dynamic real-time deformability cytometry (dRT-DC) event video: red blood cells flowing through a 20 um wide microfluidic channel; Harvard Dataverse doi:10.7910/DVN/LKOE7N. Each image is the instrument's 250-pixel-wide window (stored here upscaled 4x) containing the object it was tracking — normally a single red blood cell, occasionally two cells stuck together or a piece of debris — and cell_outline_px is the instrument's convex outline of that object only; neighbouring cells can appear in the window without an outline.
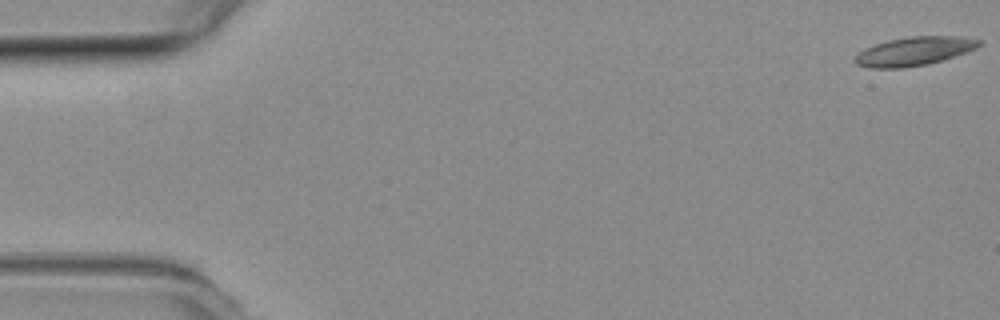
{"species": "common noctule bat (a hibernating species)", "species_latin": "Nyctalus noctula", "temperature_condition": "room temperature", "stored_images_in_passage": 5, "camera_frame_rate_fps": 3000, "um_per_image_px": 0.085, "animal": {"sex": "female", "body_mass_g": 19.3, "forearm_length_mm": 54.1}, "frame": {"image": 1, "passage_image": 1, "time_ms": 0.0, "image_size_px": [1000, 320], "cell_outline_px": [[980, 44], [976, 48], [928, 64], [904, 68], [872, 68], [856, 64], [852, 60], [860, 52], [876, 44], [888, 40], [912, 36], [956, 36], [980, 40]], "centroid_in_image_um": [77.67, 4.36], "position_along_channel_um": 7.3, "area_um2": 20.29}}
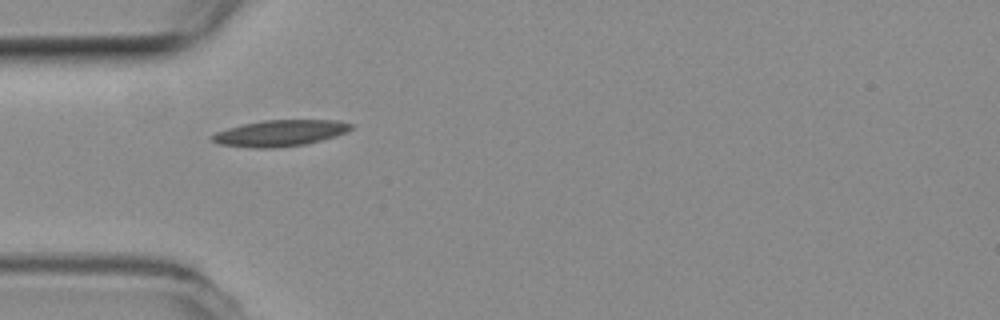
{"frame": {"image": 2, "passage_image": 5, "time_ms": 1.333, "image_size_px": [1000, 320], "cell_outline_px": [[356, 124], [352, 128], [336, 136], [304, 144], [272, 148], [256, 148], [216, 144], [208, 136], [216, 132], [228, 128], [244, 124], [264, 120], [340, 120]], "centroid_in_image_um": [23.79, 11.31], "position_along_channel_um": 61.2, "area_um2": 21.21}}